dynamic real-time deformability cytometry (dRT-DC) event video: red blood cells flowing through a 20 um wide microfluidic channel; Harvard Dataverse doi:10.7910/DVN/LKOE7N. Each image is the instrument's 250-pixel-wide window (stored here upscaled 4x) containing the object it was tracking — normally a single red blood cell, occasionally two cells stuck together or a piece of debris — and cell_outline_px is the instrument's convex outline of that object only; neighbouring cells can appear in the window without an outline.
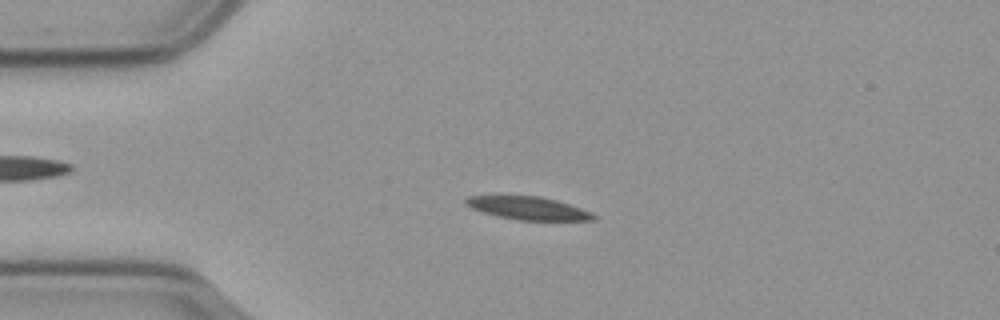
{"species": "common noctule bat (a hibernating species)", "species_latin": "Nyctalus noctula", "temperature_condition": "cold", "stored_images_in_passage": 51, "camera_frame_rate_fps": 3000, "um_per_image_px": 0.085, "animal": {"sex": "male", "body_mass_g": 23.1, "forearm_length_mm": 52.7}, "frame": {"image": 1, "passage_image": 7, "time_ms": 2.0, "image_size_px": [1000, 320], "cell_outline_px": [[596, 220], [520, 220], [496, 216], [472, 208], [464, 204], [464, 200], [468, 196], [540, 196], [556, 200], [580, 208], [596, 216]], "centroid_in_image_um": [44.85, 17.69], "position_along_channel_um": 40.1, "area_um2": 16.82}}
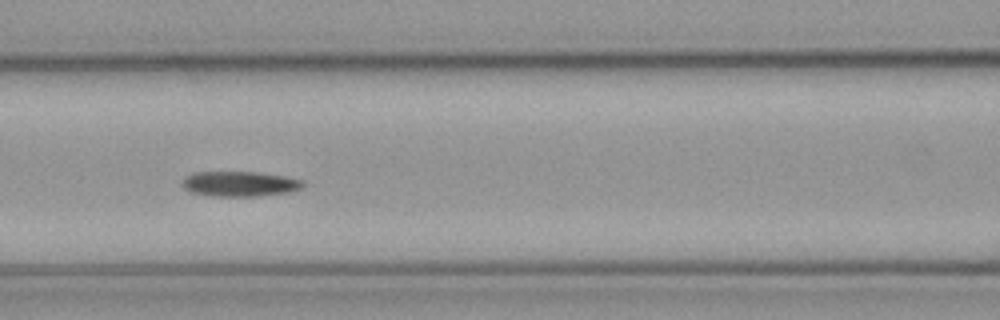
{"frame": {"image": 2, "passage_image": 18, "time_ms": 5.667, "image_size_px": [1000, 320], "cell_outline_px": [[304, 184], [300, 188], [292, 192], [256, 196], [216, 196], [192, 192], [184, 188], [184, 176], [192, 172], [256, 172], [284, 176], [304, 180]], "centroid_in_image_um": [20.41, 15.62], "position_along_channel_um": 146.2, "area_um2": 17.57}}
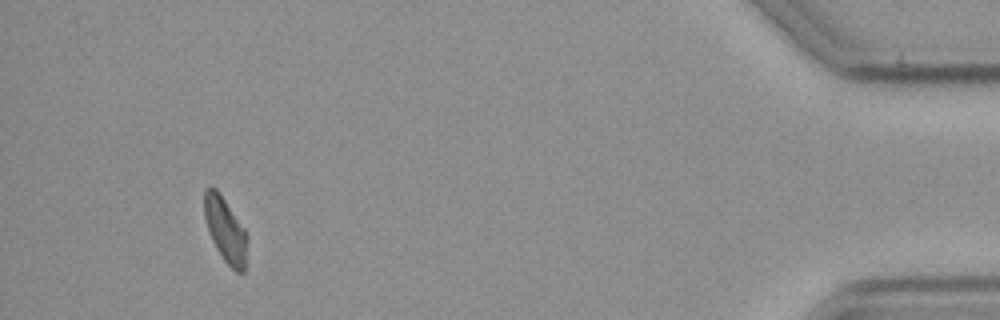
{"frame": {"image": 3, "passage_image": 47, "time_ms": 15.333, "image_size_px": [1000, 320], "cell_outline_px": [[248, 240], [244, 272], [236, 272], [224, 260], [216, 248], [208, 232], [204, 216], [204, 192], [208, 184], [216, 188], [244, 228], [248, 236]], "centroid_in_image_um": [19.15, 19.53], "position_along_channel_um": 416.1, "area_um2": 16.24}}